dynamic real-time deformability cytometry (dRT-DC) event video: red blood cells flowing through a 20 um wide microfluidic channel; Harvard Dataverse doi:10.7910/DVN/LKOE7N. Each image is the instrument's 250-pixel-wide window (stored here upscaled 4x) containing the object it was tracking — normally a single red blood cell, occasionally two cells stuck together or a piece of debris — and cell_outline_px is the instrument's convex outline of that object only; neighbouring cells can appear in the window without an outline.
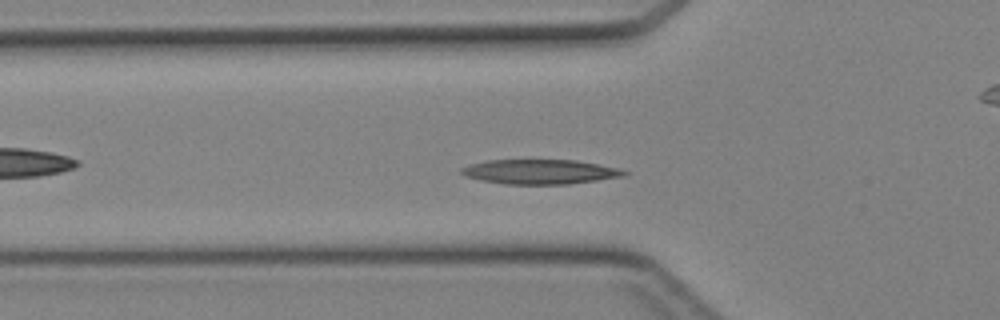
{"species": "Egyptian fruit bat (a non-hibernating species)", "species_latin": "Rousettus aegyptiacus", "temperature_condition": "cold", "stored_images_in_passage": 42, "camera_frame_rate_fps": 3000, "um_per_image_px": 0.085, "animal": {"sex": "female"}, "frame": {"image": 1, "passage_image": 12, "time_ms": 3.667, "image_size_px": [1000, 320], "cell_outline_px": [[628, 176], [568, 184], [504, 184], [480, 180], [464, 176], [460, 172], [460, 168], [468, 164], [488, 160], [576, 160], [620, 168], [628, 172]], "centroid_in_image_um": [45.9, 14.6], "position_along_channel_um": 79.9, "area_um2": 23.58}}
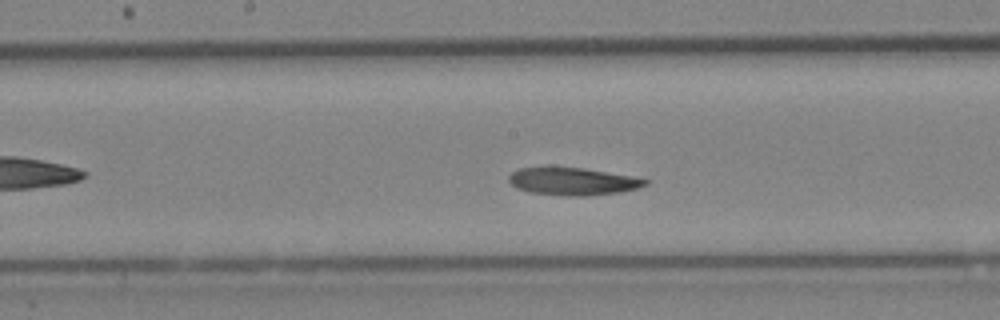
{"frame": {"image": 2, "passage_image": 20, "time_ms": 6.333, "image_size_px": [1000, 320], "cell_outline_px": [[648, 184], [636, 188], [620, 192], [584, 196], [564, 196], [532, 192], [516, 188], [508, 180], [508, 176], [512, 172], [520, 168], [584, 168], [628, 176], [648, 180]], "centroid_in_image_um": [48.65, 15.43], "position_along_channel_um": 199.5, "area_um2": 21.39}}
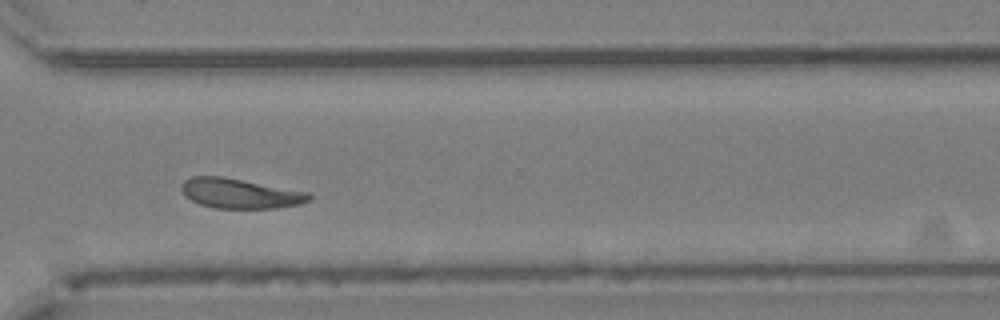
{"frame": {"image": 3, "passage_image": 30, "time_ms": 9.667, "image_size_px": [1000, 320], "cell_outline_px": [[312, 196], [308, 200], [300, 204], [276, 208], [216, 208], [200, 204], [184, 196], [180, 188], [180, 184], [184, 180], [192, 176], [224, 176], [308, 192]], "centroid_in_image_um": [20.36, 16.43], "position_along_channel_um": 350.2, "area_um2": 22.25}}